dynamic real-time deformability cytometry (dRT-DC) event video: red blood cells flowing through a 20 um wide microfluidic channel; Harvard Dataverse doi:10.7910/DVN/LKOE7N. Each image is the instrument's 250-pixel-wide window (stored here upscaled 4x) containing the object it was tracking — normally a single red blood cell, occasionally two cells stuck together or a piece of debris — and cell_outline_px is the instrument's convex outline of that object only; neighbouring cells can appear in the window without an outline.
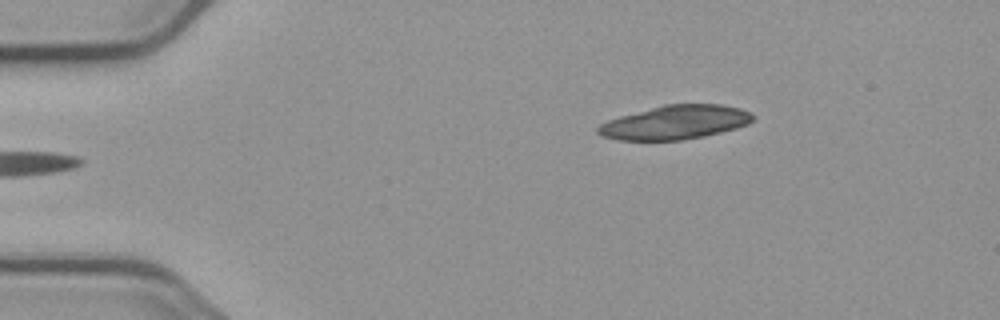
{"species": "common noctule bat (a hibernating species)", "species_latin": "Nyctalus noctula", "temperature_condition": "cold", "stored_images_in_passage": 4, "segment_of_instrument_passage": [1, 2], "camera_frame_rate_fps": 3000, "um_per_image_px": 0.085, "animal": {"sex": "male", "body_mass_g": 23.1, "forearm_length_mm": 52.7}, "frame": {"image": 1, "passage_image": 1, "time_ms": 0.0, "image_size_px": [1000, 320], "cell_outline_px": [[756, 116], [748, 124], [736, 128], [704, 136], [680, 140], [616, 140], [604, 136], [596, 132], [596, 128], [600, 124], [608, 120], [620, 116], [664, 104], [724, 104], [740, 108]], "centroid_in_image_um": [57.39, 10.39], "position_along_channel_um": 27.6, "area_um2": 30.58}}